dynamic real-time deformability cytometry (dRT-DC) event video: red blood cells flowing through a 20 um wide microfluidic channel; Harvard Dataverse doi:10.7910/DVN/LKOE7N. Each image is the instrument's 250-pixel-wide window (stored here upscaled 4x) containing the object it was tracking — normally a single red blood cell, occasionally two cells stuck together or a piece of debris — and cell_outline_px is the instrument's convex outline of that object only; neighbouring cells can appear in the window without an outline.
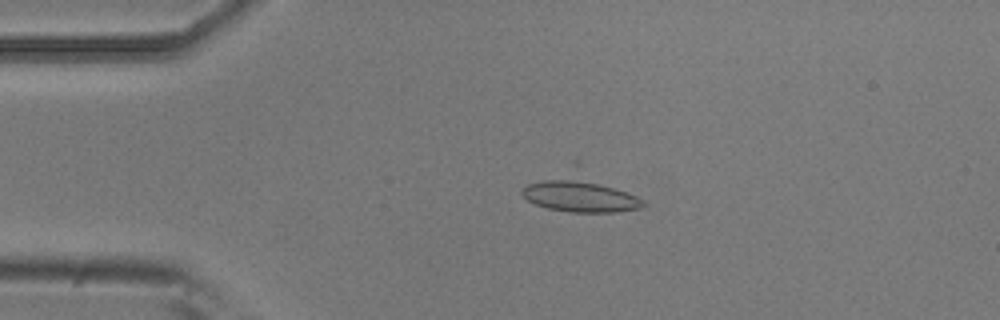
{"species": "common noctule bat (a hibernating species)", "species_latin": "Nyctalus noctula", "temperature_condition": "room temperature", "stored_images_in_passage": 5, "camera_frame_rate_fps": 3000, "um_per_image_px": 0.085, "animal": {"sex": "male", "body_mass_g": 20.5, "forearm_length_mm": 52.5}, "frame": {"image": 1, "passage_image": 4, "time_ms": 1.0, "image_size_px": [1000, 320], "cell_outline_px": [[644, 204], [640, 208], [616, 212], [572, 212], [548, 208], [536, 204], [528, 200], [520, 192], [528, 184], [544, 180], [576, 180], [596, 184], [612, 188], [636, 196], [644, 200]], "centroid_in_image_um": [49.29, 16.73], "position_along_channel_um": 35.7, "area_um2": 20.98}}